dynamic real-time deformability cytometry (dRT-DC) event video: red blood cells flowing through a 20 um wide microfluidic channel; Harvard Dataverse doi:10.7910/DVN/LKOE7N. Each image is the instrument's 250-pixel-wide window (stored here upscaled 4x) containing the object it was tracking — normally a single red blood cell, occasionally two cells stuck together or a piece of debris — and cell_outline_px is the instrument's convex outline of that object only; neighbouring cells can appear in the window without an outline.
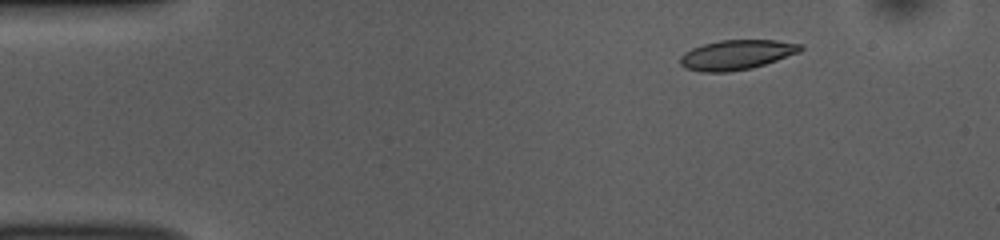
{"species": "common noctule bat (a hibernating species)", "species_latin": "Nyctalus noctula", "temperature_condition": "room temperature", "stored_images_in_passage": 52, "camera_frame_rate_fps": 3000, "um_per_image_px": 0.085, "animal": {"sex": "female", "body_mass_g": 10.0, "forearm_length_mm": 53.1}, "frame": {"image": 1, "passage_image": 7, "time_ms": 2.0, "image_size_px": [1000, 240], "cell_outline_px": [[804, 48], [800, 52], [752, 68], [728, 72], [700, 72], [684, 68], [680, 64], [680, 56], [684, 52], [692, 48], [704, 44], [720, 40], [776, 40], [804, 44]], "centroid_in_image_um": [62.6, 4.66], "position_along_channel_um": 22.4, "area_um2": 20.98}}
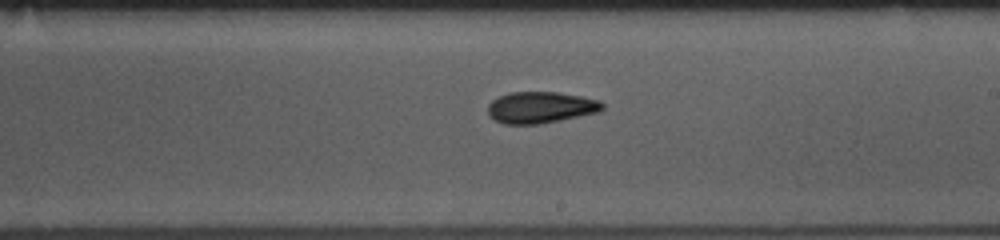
{"frame": {"image": 2, "passage_image": 30, "time_ms": 9.667, "image_size_px": [1000, 240], "cell_outline_px": [[604, 108], [600, 112], [540, 124], [504, 124], [488, 116], [488, 104], [492, 100], [508, 92], [556, 92], [580, 96], [600, 100], [604, 104]], "centroid_in_image_um": [45.96, 9.13], "position_along_channel_um": 243.0, "area_um2": 21.1}}
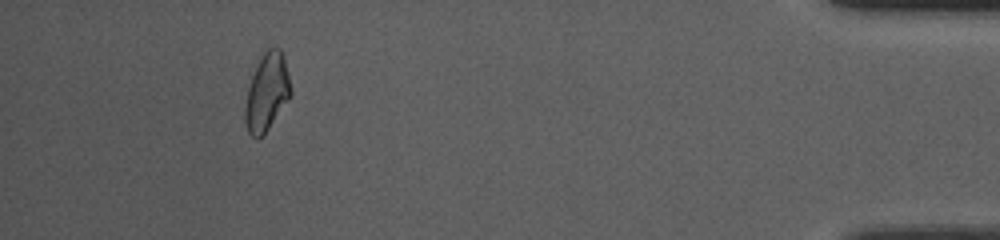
{"frame": {"image": 3, "passage_image": 48, "time_ms": 15.667, "image_size_px": [1000, 240], "cell_outline_px": [[292, 92], [288, 100], [264, 136], [252, 136], [248, 132], [244, 120], [244, 108], [248, 88], [252, 76], [260, 56], [268, 44], [280, 48], [284, 56], [292, 88]], "centroid_in_image_um": [22.69, 7.78], "position_along_channel_um": 412.5, "area_um2": 20.98}, "authors_computed_cell_mechanics": {"area_um2": 20.6924, "velocity_mm_per_s": 3.8469, "shape_relaxation_time_tau1_ms": 6.5734, "shape_relaxation_time_tau2_ms": 2.2908, "deformation_change_tau1": 0.1842, "deformation_change_tau2": 0.0856}}